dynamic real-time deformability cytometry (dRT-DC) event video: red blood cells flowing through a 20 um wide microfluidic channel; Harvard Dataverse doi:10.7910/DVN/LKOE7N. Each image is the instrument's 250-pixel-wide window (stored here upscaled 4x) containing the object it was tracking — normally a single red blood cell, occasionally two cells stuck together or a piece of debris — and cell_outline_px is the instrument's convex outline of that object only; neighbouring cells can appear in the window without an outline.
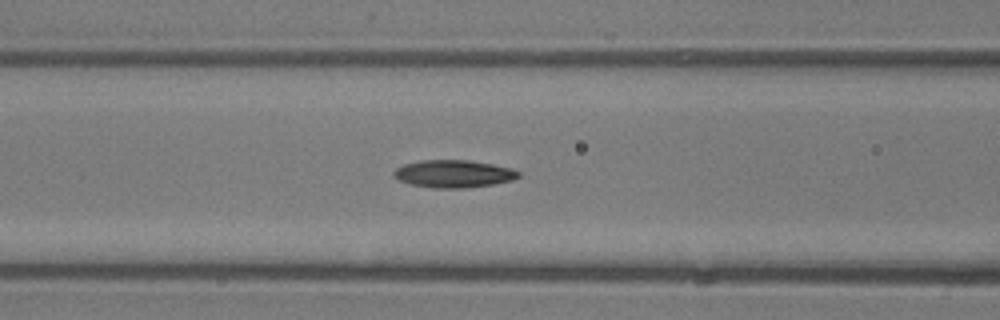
{"species": "common noctule bat (a hibernating species)", "species_latin": "Nyctalus noctula", "temperature_condition": "room temperature", "stored_images_in_passage": 49, "camera_frame_rate_fps": 3000, "um_per_image_px": 0.085, "animal": {"sex": "male", "body_mass_g": 13.3}, "frame": {"image": 1, "passage_image": 20, "time_ms": 6.333, "image_size_px": [1000, 320], "cell_outline_px": [[520, 176], [512, 180], [492, 184], [464, 188], [432, 188], [408, 184], [392, 176], [392, 172], [396, 168], [404, 164], [424, 160], [468, 160], [492, 164], [512, 168], [520, 172]], "centroid_in_image_um": [38.53, 14.77], "position_along_channel_um": 128.1, "area_um2": 20.06}}
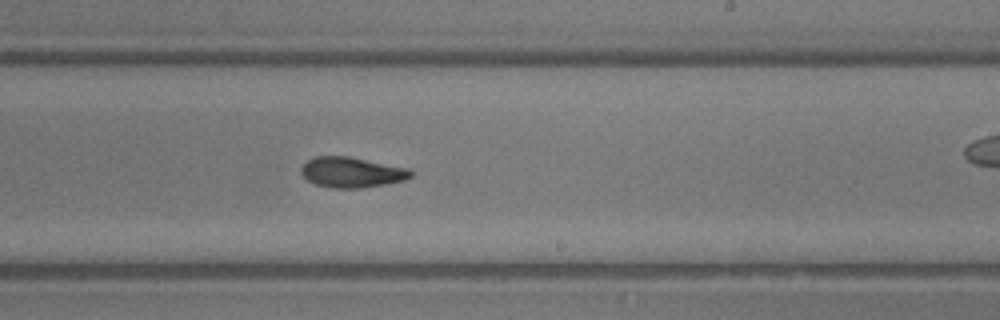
{"frame": {"image": 2, "passage_image": 29, "time_ms": 9.333, "image_size_px": [1000, 320], "cell_outline_px": [[412, 176], [404, 180], [388, 184], [360, 188], [332, 188], [316, 184], [308, 180], [300, 172], [300, 168], [308, 160], [316, 156], [348, 156], [408, 168], [412, 172]], "centroid_in_image_um": [29.89, 14.65], "position_along_channel_um": 259.1, "area_um2": 19.36}}
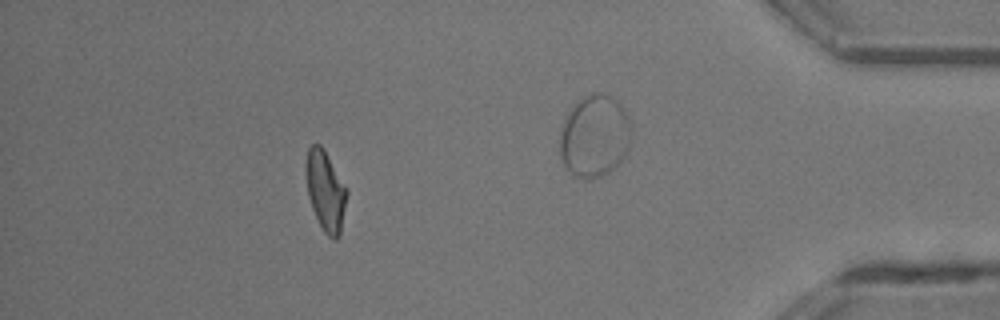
{"frame": {"image": 3, "passage_image": 43, "time_ms": 14.0, "image_size_px": [1000, 320], "cell_outline_px": [[348, 192], [340, 236], [336, 240], [332, 240], [324, 232], [312, 208], [308, 196], [304, 168], [304, 164], [308, 148], [312, 144], [320, 144], [324, 148], [348, 188]], "centroid_in_image_um": [27.67, 16.19], "position_along_channel_um": 407.5, "area_um2": 19.59}, "authors_computed_cell_mechanics": {"area_um2": 19.1896, "velocity_mm_per_s": 4.3837, "shape_relaxation_time_tau1_ms": 3.6506, "shape_relaxation_time_tau2_ms": 3.7579, "deformation_change_tau1": 0.1567, "deformation_change_tau2": 0.1104}}